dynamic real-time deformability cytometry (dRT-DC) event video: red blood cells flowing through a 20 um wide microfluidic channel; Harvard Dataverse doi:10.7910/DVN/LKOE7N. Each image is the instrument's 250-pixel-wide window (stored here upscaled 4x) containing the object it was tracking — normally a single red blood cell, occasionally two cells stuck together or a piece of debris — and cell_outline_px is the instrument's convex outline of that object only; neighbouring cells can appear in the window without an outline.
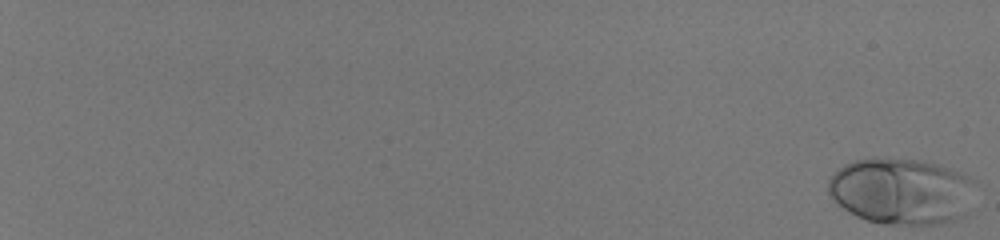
{"species": "human", "species_latin": "Homo sapiens", "temperature_condition": "room temperature", "stored_images_in_passage": 56, "camera_frame_rate_fps": 3000, "um_per_image_px": 0.085, "donor": {"sex": "male"}, "frame": {"image": 1, "passage_image": 1, "time_ms": 0.0, "image_size_px": [1000, 240], "cell_outline_px": [[976, 180], [964, 216], [956, 220], [940, 224], [884, 224], [868, 220], [856, 216], [844, 208], [828, 192], [828, 180], [844, 164], [856, 160], [872, 156], [920, 160], [940, 164], [968, 176]], "centroid_in_image_um": [76.63, 16.23], "position_along_channel_um": 8.4, "area_um2": 57.05}}
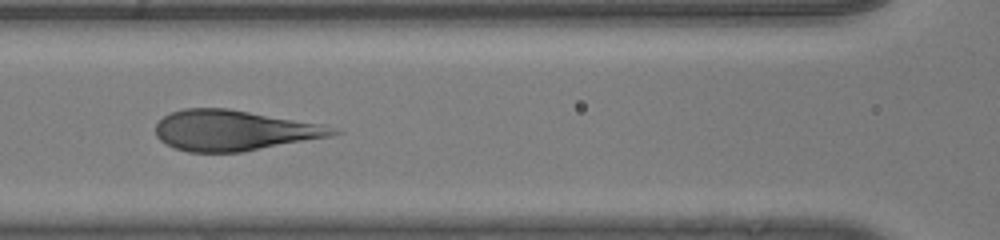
{"frame": {"image": 2, "passage_image": 32, "time_ms": 10.333, "image_size_px": [1000, 240], "cell_outline_px": [[344, 132], [332, 136], [240, 152], [188, 152], [176, 148], [160, 140], [156, 136], [156, 124], [164, 116], [172, 112], [184, 108], [228, 108], [316, 124]], "centroid_in_image_um": [19.81, 11.09], "position_along_channel_um": 146.8, "area_um2": 41.04}}
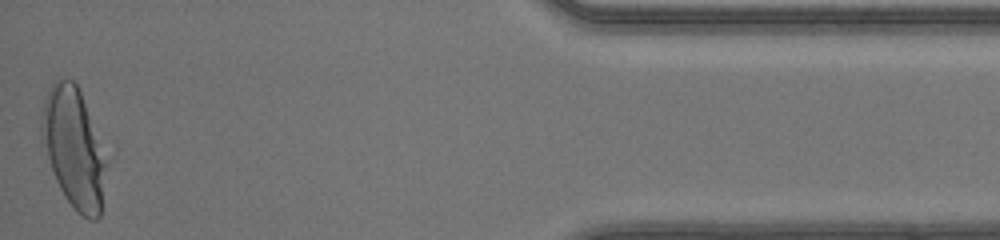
{"frame": {"image": 3, "passage_image": 56, "time_ms": 18.333, "image_size_px": [1000, 240], "cell_outline_px": [[108, 164], [100, 216], [96, 220], [88, 220], [76, 212], [64, 196], [52, 172], [40, 140], [40, 116], [44, 100], [52, 84], [56, 80], [72, 80], [80, 88]], "centroid_in_image_um": [6.26, 12.62], "position_along_channel_um": 428.9, "area_um2": 45.49}}